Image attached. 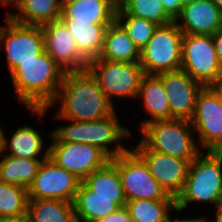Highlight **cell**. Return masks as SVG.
<instances>
[{
    "instance_id": "7a4b0ae2",
    "label": "cell",
    "mask_w": 222,
    "mask_h": 222,
    "mask_svg": "<svg viewBox=\"0 0 222 222\" xmlns=\"http://www.w3.org/2000/svg\"><path fill=\"white\" fill-rule=\"evenodd\" d=\"M65 71L46 51L22 62L11 73L18 100L30 109L49 107L63 82Z\"/></svg>"
},
{
    "instance_id": "7c38bea8",
    "label": "cell",
    "mask_w": 222,
    "mask_h": 222,
    "mask_svg": "<svg viewBox=\"0 0 222 222\" xmlns=\"http://www.w3.org/2000/svg\"><path fill=\"white\" fill-rule=\"evenodd\" d=\"M42 158L38 173L27 188L28 198L73 202L81 181L49 158V148Z\"/></svg>"
},
{
    "instance_id": "d6a6232c",
    "label": "cell",
    "mask_w": 222,
    "mask_h": 222,
    "mask_svg": "<svg viewBox=\"0 0 222 222\" xmlns=\"http://www.w3.org/2000/svg\"><path fill=\"white\" fill-rule=\"evenodd\" d=\"M165 10L175 19L180 13L185 0H162Z\"/></svg>"
},
{
    "instance_id": "5b68a950",
    "label": "cell",
    "mask_w": 222,
    "mask_h": 222,
    "mask_svg": "<svg viewBox=\"0 0 222 222\" xmlns=\"http://www.w3.org/2000/svg\"><path fill=\"white\" fill-rule=\"evenodd\" d=\"M141 131L143 133L141 141L150 150L191 162L200 154L199 146L192 137L194 129L190 120L178 118L156 120L145 124Z\"/></svg>"
},
{
    "instance_id": "1f68e13d",
    "label": "cell",
    "mask_w": 222,
    "mask_h": 222,
    "mask_svg": "<svg viewBox=\"0 0 222 222\" xmlns=\"http://www.w3.org/2000/svg\"><path fill=\"white\" fill-rule=\"evenodd\" d=\"M96 222H132L131 216L127 208L121 207L113 214L106 216Z\"/></svg>"
},
{
    "instance_id": "4316f807",
    "label": "cell",
    "mask_w": 222,
    "mask_h": 222,
    "mask_svg": "<svg viewBox=\"0 0 222 222\" xmlns=\"http://www.w3.org/2000/svg\"><path fill=\"white\" fill-rule=\"evenodd\" d=\"M43 144L41 134L33 127L25 125L16 129L9 142L3 134L2 152L10 149L8 156L39 159L38 155L43 150Z\"/></svg>"
},
{
    "instance_id": "d6986e66",
    "label": "cell",
    "mask_w": 222,
    "mask_h": 222,
    "mask_svg": "<svg viewBox=\"0 0 222 222\" xmlns=\"http://www.w3.org/2000/svg\"><path fill=\"white\" fill-rule=\"evenodd\" d=\"M99 58L112 62H140L139 49L116 20L106 28Z\"/></svg>"
},
{
    "instance_id": "30bf717a",
    "label": "cell",
    "mask_w": 222,
    "mask_h": 222,
    "mask_svg": "<svg viewBox=\"0 0 222 222\" xmlns=\"http://www.w3.org/2000/svg\"><path fill=\"white\" fill-rule=\"evenodd\" d=\"M190 122L198 133L202 148L207 151H222L221 84L202 88Z\"/></svg>"
},
{
    "instance_id": "44dd1931",
    "label": "cell",
    "mask_w": 222,
    "mask_h": 222,
    "mask_svg": "<svg viewBox=\"0 0 222 222\" xmlns=\"http://www.w3.org/2000/svg\"><path fill=\"white\" fill-rule=\"evenodd\" d=\"M73 35L80 55L89 63L99 58L106 28L111 24H91L82 21H62Z\"/></svg>"
},
{
    "instance_id": "74e56055",
    "label": "cell",
    "mask_w": 222,
    "mask_h": 222,
    "mask_svg": "<svg viewBox=\"0 0 222 222\" xmlns=\"http://www.w3.org/2000/svg\"><path fill=\"white\" fill-rule=\"evenodd\" d=\"M196 218H186V219H178L177 220H172L170 217L165 221V222H193Z\"/></svg>"
},
{
    "instance_id": "e0dca14e",
    "label": "cell",
    "mask_w": 222,
    "mask_h": 222,
    "mask_svg": "<svg viewBox=\"0 0 222 222\" xmlns=\"http://www.w3.org/2000/svg\"><path fill=\"white\" fill-rule=\"evenodd\" d=\"M174 21L183 34L212 35L222 29V9L211 0H185Z\"/></svg>"
},
{
    "instance_id": "83f0119b",
    "label": "cell",
    "mask_w": 222,
    "mask_h": 222,
    "mask_svg": "<svg viewBox=\"0 0 222 222\" xmlns=\"http://www.w3.org/2000/svg\"><path fill=\"white\" fill-rule=\"evenodd\" d=\"M116 15H130L146 19L159 26L174 21V18L165 10L162 0H120Z\"/></svg>"
},
{
    "instance_id": "6da1fadb",
    "label": "cell",
    "mask_w": 222,
    "mask_h": 222,
    "mask_svg": "<svg viewBox=\"0 0 222 222\" xmlns=\"http://www.w3.org/2000/svg\"><path fill=\"white\" fill-rule=\"evenodd\" d=\"M56 102H61L56 116L65 120H99L115 111L113 104L107 99L96 77L88 68L66 72L52 104L44 109L31 111L42 117Z\"/></svg>"
},
{
    "instance_id": "d4e9b609",
    "label": "cell",
    "mask_w": 222,
    "mask_h": 222,
    "mask_svg": "<svg viewBox=\"0 0 222 222\" xmlns=\"http://www.w3.org/2000/svg\"><path fill=\"white\" fill-rule=\"evenodd\" d=\"M27 222H76L73 202L28 199Z\"/></svg>"
},
{
    "instance_id": "52a82bcc",
    "label": "cell",
    "mask_w": 222,
    "mask_h": 222,
    "mask_svg": "<svg viewBox=\"0 0 222 222\" xmlns=\"http://www.w3.org/2000/svg\"><path fill=\"white\" fill-rule=\"evenodd\" d=\"M181 69L204 87L222 84V67L212 35L183 34Z\"/></svg>"
},
{
    "instance_id": "d590c367",
    "label": "cell",
    "mask_w": 222,
    "mask_h": 222,
    "mask_svg": "<svg viewBox=\"0 0 222 222\" xmlns=\"http://www.w3.org/2000/svg\"><path fill=\"white\" fill-rule=\"evenodd\" d=\"M216 207L215 222H222V202H220Z\"/></svg>"
},
{
    "instance_id": "8fae6325",
    "label": "cell",
    "mask_w": 222,
    "mask_h": 222,
    "mask_svg": "<svg viewBox=\"0 0 222 222\" xmlns=\"http://www.w3.org/2000/svg\"><path fill=\"white\" fill-rule=\"evenodd\" d=\"M6 25L0 26V45L11 73L22 62L37 59L45 51L44 37L41 26L20 24L9 17Z\"/></svg>"
},
{
    "instance_id": "e575fe53",
    "label": "cell",
    "mask_w": 222,
    "mask_h": 222,
    "mask_svg": "<svg viewBox=\"0 0 222 222\" xmlns=\"http://www.w3.org/2000/svg\"><path fill=\"white\" fill-rule=\"evenodd\" d=\"M0 222H27V217L0 216Z\"/></svg>"
},
{
    "instance_id": "ffe728a7",
    "label": "cell",
    "mask_w": 222,
    "mask_h": 222,
    "mask_svg": "<svg viewBox=\"0 0 222 222\" xmlns=\"http://www.w3.org/2000/svg\"><path fill=\"white\" fill-rule=\"evenodd\" d=\"M76 222H96L121 208L115 198L94 195L82 181L73 201Z\"/></svg>"
},
{
    "instance_id": "484cf974",
    "label": "cell",
    "mask_w": 222,
    "mask_h": 222,
    "mask_svg": "<svg viewBox=\"0 0 222 222\" xmlns=\"http://www.w3.org/2000/svg\"><path fill=\"white\" fill-rule=\"evenodd\" d=\"M43 159H27L5 155L0 159V180L28 188L38 173Z\"/></svg>"
},
{
    "instance_id": "603a6c76",
    "label": "cell",
    "mask_w": 222,
    "mask_h": 222,
    "mask_svg": "<svg viewBox=\"0 0 222 222\" xmlns=\"http://www.w3.org/2000/svg\"><path fill=\"white\" fill-rule=\"evenodd\" d=\"M82 182L94 192V195L103 198H115V203L120 207L126 205L121 178L116 165L111 160Z\"/></svg>"
},
{
    "instance_id": "9a60e30c",
    "label": "cell",
    "mask_w": 222,
    "mask_h": 222,
    "mask_svg": "<svg viewBox=\"0 0 222 222\" xmlns=\"http://www.w3.org/2000/svg\"><path fill=\"white\" fill-rule=\"evenodd\" d=\"M41 28L45 51L65 72L87 69L88 62L80 55L73 35L60 19Z\"/></svg>"
},
{
    "instance_id": "9c48e42d",
    "label": "cell",
    "mask_w": 222,
    "mask_h": 222,
    "mask_svg": "<svg viewBox=\"0 0 222 222\" xmlns=\"http://www.w3.org/2000/svg\"><path fill=\"white\" fill-rule=\"evenodd\" d=\"M87 68L111 103L112 96L137 98L145 75L140 63L112 62L100 58L90 61Z\"/></svg>"
},
{
    "instance_id": "2e32d148",
    "label": "cell",
    "mask_w": 222,
    "mask_h": 222,
    "mask_svg": "<svg viewBox=\"0 0 222 222\" xmlns=\"http://www.w3.org/2000/svg\"><path fill=\"white\" fill-rule=\"evenodd\" d=\"M168 97L171 119L190 120L194 115L196 100L204 87L192 79L183 69L158 74Z\"/></svg>"
},
{
    "instance_id": "5bb4252c",
    "label": "cell",
    "mask_w": 222,
    "mask_h": 222,
    "mask_svg": "<svg viewBox=\"0 0 222 222\" xmlns=\"http://www.w3.org/2000/svg\"><path fill=\"white\" fill-rule=\"evenodd\" d=\"M134 151L147 164L151 175L165 192L176 199L184 188L191 161L150 150L142 141Z\"/></svg>"
},
{
    "instance_id": "4fadbf2b",
    "label": "cell",
    "mask_w": 222,
    "mask_h": 222,
    "mask_svg": "<svg viewBox=\"0 0 222 222\" xmlns=\"http://www.w3.org/2000/svg\"><path fill=\"white\" fill-rule=\"evenodd\" d=\"M49 158L80 181L103 167L110 158L98 147L84 143H52Z\"/></svg>"
},
{
    "instance_id": "ab89813d",
    "label": "cell",
    "mask_w": 222,
    "mask_h": 222,
    "mask_svg": "<svg viewBox=\"0 0 222 222\" xmlns=\"http://www.w3.org/2000/svg\"><path fill=\"white\" fill-rule=\"evenodd\" d=\"M3 134H4V131L0 127V155L3 153L2 152V149H3Z\"/></svg>"
},
{
    "instance_id": "3957f363",
    "label": "cell",
    "mask_w": 222,
    "mask_h": 222,
    "mask_svg": "<svg viewBox=\"0 0 222 222\" xmlns=\"http://www.w3.org/2000/svg\"><path fill=\"white\" fill-rule=\"evenodd\" d=\"M116 111L111 115L93 121L70 120L71 124L57 127L50 133L53 143H84L100 148L110 159L125 153V148L119 141L129 136L127 127L118 123ZM116 148L109 149V144Z\"/></svg>"
},
{
    "instance_id": "836d02e7",
    "label": "cell",
    "mask_w": 222,
    "mask_h": 222,
    "mask_svg": "<svg viewBox=\"0 0 222 222\" xmlns=\"http://www.w3.org/2000/svg\"><path fill=\"white\" fill-rule=\"evenodd\" d=\"M218 61L222 67V29L212 34Z\"/></svg>"
},
{
    "instance_id": "ac0fdd59",
    "label": "cell",
    "mask_w": 222,
    "mask_h": 222,
    "mask_svg": "<svg viewBox=\"0 0 222 222\" xmlns=\"http://www.w3.org/2000/svg\"><path fill=\"white\" fill-rule=\"evenodd\" d=\"M117 0H79L61 9V21L112 24L116 20Z\"/></svg>"
},
{
    "instance_id": "8992f818",
    "label": "cell",
    "mask_w": 222,
    "mask_h": 222,
    "mask_svg": "<svg viewBox=\"0 0 222 222\" xmlns=\"http://www.w3.org/2000/svg\"><path fill=\"white\" fill-rule=\"evenodd\" d=\"M182 36L175 21L158 26L140 52L139 63L144 73L158 75L181 69Z\"/></svg>"
},
{
    "instance_id": "60d3db41",
    "label": "cell",
    "mask_w": 222,
    "mask_h": 222,
    "mask_svg": "<svg viewBox=\"0 0 222 222\" xmlns=\"http://www.w3.org/2000/svg\"><path fill=\"white\" fill-rule=\"evenodd\" d=\"M211 1L214 2L218 7L222 9V0H211Z\"/></svg>"
},
{
    "instance_id": "f35d334b",
    "label": "cell",
    "mask_w": 222,
    "mask_h": 222,
    "mask_svg": "<svg viewBox=\"0 0 222 222\" xmlns=\"http://www.w3.org/2000/svg\"><path fill=\"white\" fill-rule=\"evenodd\" d=\"M77 1H79V0H59V3H60V7L62 9L64 6L74 3V2H77Z\"/></svg>"
},
{
    "instance_id": "4dcf8cb0",
    "label": "cell",
    "mask_w": 222,
    "mask_h": 222,
    "mask_svg": "<svg viewBox=\"0 0 222 222\" xmlns=\"http://www.w3.org/2000/svg\"><path fill=\"white\" fill-rule=\"evenodd\" d=\"M116 21L125 29L128 36L140 52L146 46L149 39L153 36L154 31L159 26L149 20L130 15H116Z\"/></svg>"
},
{
    "instance_id": "277c9868",
    "label": "cell",
    "mask_w": 222,
    "mask_h": 222,
    "mask_svg": "<svg viewBox=\"0 0 222 222\" xmlns=\"http://www.w3.org/2000/svg\"><path fill=\"white\" fill-rule=\"evenodd\" d=\"M190 162L184 188L176 198L180 212L192 202H222V151H207Z\"/></svg>"
},
{
    "instance_id": "7bdbcfd3",
    "label": "cell",
    "mask_w": 222,
    "mask_h": 222,
    "mask_svg": "<svg viewBox=\"0 0 222 222\" xmlns=\"http://www.w3.org/2000/svg\"><path fill=\"white\" fill-rule=\"evenodd\" d=\"M221 101H222V84H221Z\"/></svg>"
},
{
    "instance_id": "ba28073f",
    "label": "cell",
    "mask_w": 222,
    "mask_h": 222,
    "mask_svg": "<svg viewBox=\"0 0 222 222\" xmlns=\"http://www.w3.org/2000/svg\"><path fill=\"white\" fill-rule=\"evenodd\" d=\"M117 167L126 201L176 200L151 175L147 164L133 150L110 159Z\"/></svg>"
},
{
    "instance_id": "cb8c5ba5",
    "label": "cell",
    "mask_w": 222,
    "mask_h": 222,
    "mask_svg": "<svg viewBox=\"0 0 222 222\" xmlns=\"http://www.w3.org/2000/svg\"><path fill=\"white\" fill-rule=\"evenodd\" d=\"M15 7L21 14L8 13L6 17L25 25L43 26L61 16L59 0H20Z\"/></svg>"
},
{
    "instance_id": "f546056e",
    "label": "cell",
    "mask_w": 222,
    "mask_h": 222,
    "mask_svg": "<svg viewBox=\"0 0 222 222\" xmlns=\"http://www.w3.org/2000/svg\"><path fill=\"white\" fill-rule=\"evenodd\" d=\"M27 188L0 180V216L27 217Z\"/></svg>"
},
{
    "instance_id": "f1b7e54d",
    "label": "cell",
    "mask_w": 222,
    "mask_h": 222,
    "mask_svg": "<svg viewBox=\"0 0 222 222\" xmlns=\"http://www.w3.org/2000/svg\"><path fill=\"white\" fill-rule=\"evenodd\" d=\"M132 222H165L169 210H176V200H131L126 201Z\"/></svg>"
},
{
    "instance_id": "b9f144b4",
    "label": "cell",
    "mask_w": 222,
    "mask_h": 222,
    "mask_svg": "<svg viewBox=\"0 0 222 222\" xmlns=\"http://www.w3.org/2000/svg\"><path fill=\"white\" fill-rule=\"evenodd\" d=\"M193 222H205V217L197 218Z\"/></svg>"
},
{
    "instance_id": "7402d4cb",
    "label": "cell",
    "mask_w": 222,
    "mask_h": 222,
    "mask_svg": "<svg viewBox=\"0 0 222 222\" xmlns=\"http://www.w3.org/2000/svg\"><path fill=\"white\" fill-rule=\"evenodd\" d=\"M137 97L143 98L144 109L151 116L142 122L140 128L152 121L171 119L168 97L162 79L158 75L143 76Z\"/></svg>"
},
{
    "instance_id": "8d00e7d4",
    "label": "cell",
    "mask_w": 222,
    "mask_h": 222,
    "mask_svg": "<svg viewBox=\"0 0 222 222\" xmlns=\"http://www.w3.org/2000/svg\"><path fill=\"white\" fill-rule=\"evenodd\" d=\"M19 1L20 0H0V3L3 4L4 6L11 4L15 7Z\"/></svg>"
}]
</instances>
